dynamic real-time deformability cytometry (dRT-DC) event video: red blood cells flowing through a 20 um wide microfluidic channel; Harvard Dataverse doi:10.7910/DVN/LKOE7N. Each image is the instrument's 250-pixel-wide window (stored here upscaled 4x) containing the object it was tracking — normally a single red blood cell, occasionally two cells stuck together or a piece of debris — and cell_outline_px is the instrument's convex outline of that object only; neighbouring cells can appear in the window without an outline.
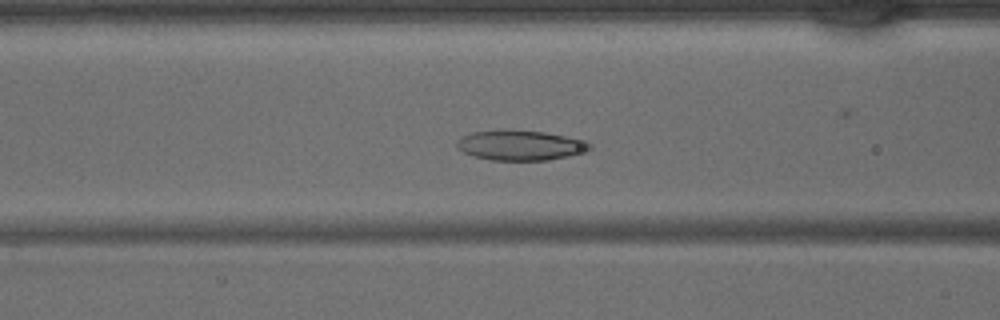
{"species": "common noctule bat (a hibernating species)", "species_latin": "Nyctalus noctula", "temperature_condition": "warm", "stored_images_in_passage": 40, "camera_frame_rate_fps": 3000, "um_per_image_px": 0.085, "animal": {"sex": "male", "body_mass_g": 15.6}, "frame": {"image": 1, "passage_image": 14, "time_ms": 4.333, "image_size_px": [1000, 320], "cell_outline_px": [[592, 148], [588, 152], [548, 160], [492, 160], [476, 156], [464, 152], [456, 148], [456, 144], [464, 136], [472, 132], [544, 132], [588, 140], [592, 144]], "centroid_in_image_um": [44.36, 12.39], "position_along_channel_um": 122.2, "area_um2": 22.6}}
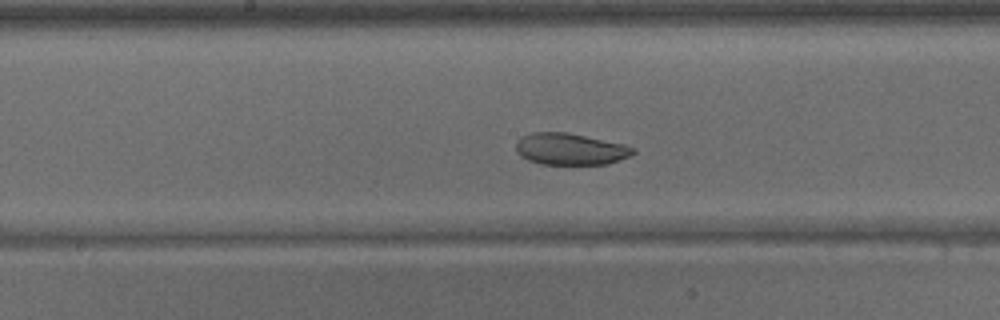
{"frame": {"image": 2, "passage_image": 19, "time_ms": 6.0, "image_size_px": [1000, 320], "cell_outline_px": [[636, 152], [632, 156], [608, 164], [544, 164], [528, 160], [520, 156], [516, 152], [516, 140], [520, 136], [532, 132], [568, 132], [624, 144], [636, 148]], "centroid_in_image_um": [48.48, 12.66], "position_along_channel_um": 199.7, "area_um2": 21.91}}
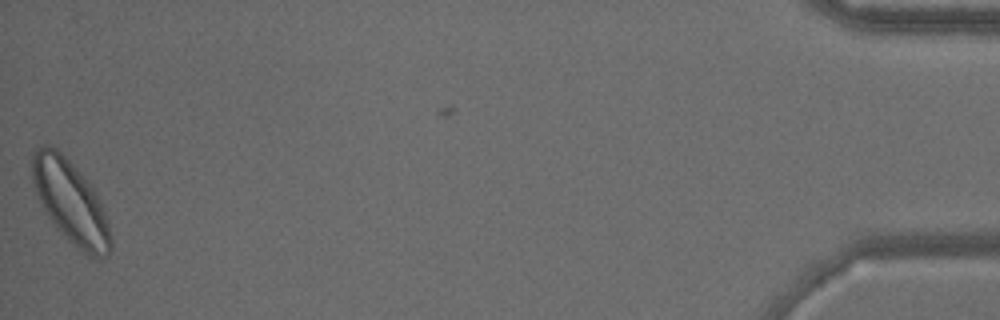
{"frame": {"image": 3, "passage_image": 40, "time_ms": 13.0, "image_size_px": [1000, 320], "cell_outline_px": [[112, 248], [108, 256], [100, 260], [92, 260], [72, 244], [56, 228], [48, 216], [36, 192], [32, 180], [28, 160], [44, 144], [48, 144], [56, 148], [72, 164], [92, 188], [100, 204], [108, 224], [112, 240]], "centroid_in_image_um": [5.99, 17.23], "position_along_channel_um": 429.2, "area_um2": 37.69}}